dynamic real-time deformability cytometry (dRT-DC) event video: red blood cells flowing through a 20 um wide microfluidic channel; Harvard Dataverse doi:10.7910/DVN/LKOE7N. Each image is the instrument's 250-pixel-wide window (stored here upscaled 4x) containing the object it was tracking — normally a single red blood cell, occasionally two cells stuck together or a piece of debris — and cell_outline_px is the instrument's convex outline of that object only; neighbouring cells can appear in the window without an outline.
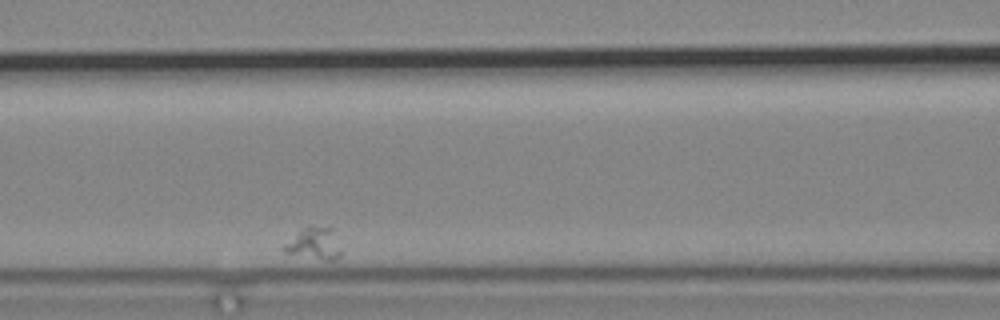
{"species": "common noctule bat (a hibernating species)", "species_latin": "Nyctalus noctula", "temperature_condition": "cold", "stored_images_in_passage": 3, "camera_frame_rate_fps": 3000, "um_per_image_px": 0.085, "animal": {"sex": "male", "body_mass_g": 19.2, "forearm_length_mm": 51.8}, "frame": {"image": 1, "passage_image": 3, "time_ms": 2.333, "image_size_px": [1000, 320], "cell_outline_px": [[340, 256], [332, 260], [324, 260], [284, 252], [284, 244], [308, 224], [332, 228], [340, 252]], "centroid_in_image_um": [26.7, 20.68], "position_along_channel_um": 139.9, "area_um2": 10.29}}